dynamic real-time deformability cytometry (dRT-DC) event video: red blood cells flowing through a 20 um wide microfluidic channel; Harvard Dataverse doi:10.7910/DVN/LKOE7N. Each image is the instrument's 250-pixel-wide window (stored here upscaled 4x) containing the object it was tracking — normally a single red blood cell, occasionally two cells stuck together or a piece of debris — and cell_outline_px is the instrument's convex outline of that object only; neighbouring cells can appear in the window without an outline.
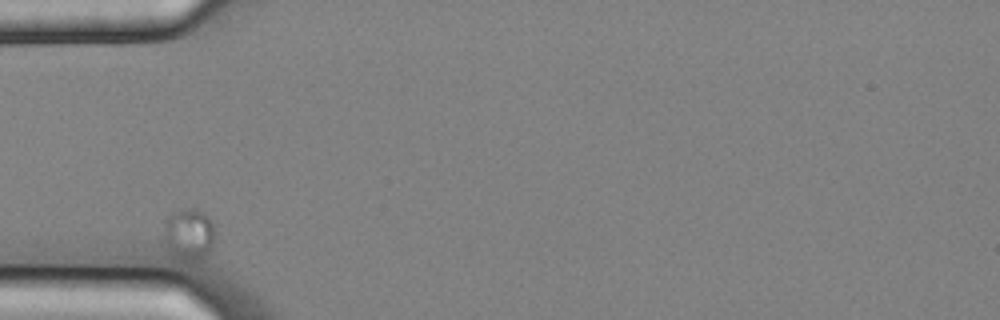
{"species": "common noctule bat (a hibernating species)", "species_latin": "Nyctalus noctula", "temperature_condition": "cold", "stored_images_in_passage": 7, "camera_frame_rate_fps": 3000, "um_per_image_px": 0.085, "animal": {"sex": "male", "body_mass_g": 20.4}, "frame": {"image": 1, "passage_image": 1, "time_ms": 0.0, "image_size_px": [1000, 320], "cell_outline_px": [[212, 244], [204, 252], [180, 252], [168, 244], [164, 228], [164, 224], [180, 208], [196, 208], [204, 212], [212, 220]], "centroid_in_image_um": [16.09, 19.61], "position_along_channel_um": 68.9, "area_um2": 12.72}}
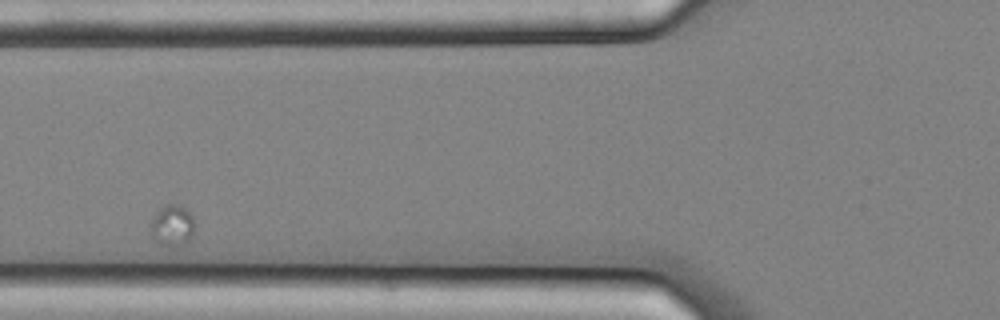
{"frame": {"image": 2, "passage_image": 2, "time_ms": 0.333, "image_size_px": [1000, 320], "cell_outline_px": [[192, 236], [184, 244], [160, 244], [156, 240], [148, 224], [156, 212], [160, 208], [168, 204], [180, 204], [192, 216]], "centroid_in_image_um": [14.6, 19.12], "position_along_channel_um": 111.2, "area_um2": 10.12}}